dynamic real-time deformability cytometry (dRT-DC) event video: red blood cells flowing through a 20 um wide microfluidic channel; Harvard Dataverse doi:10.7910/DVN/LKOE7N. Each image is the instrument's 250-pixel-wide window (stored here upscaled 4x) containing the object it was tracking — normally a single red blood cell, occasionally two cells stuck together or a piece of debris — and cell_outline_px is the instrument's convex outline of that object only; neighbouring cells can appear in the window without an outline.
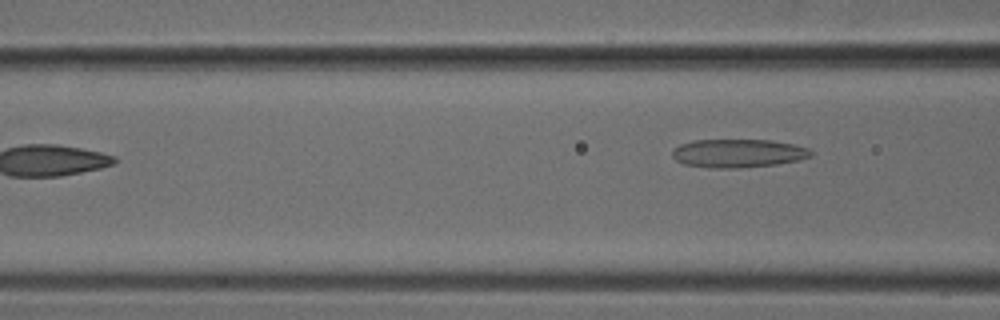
{"species": "common noctule bat (a hibernating species)", "species_latin": "Nyctalus noctula", "temperature_condition": "cold", "stored_images_in_passage": 3, "camera_frame_rate_fps": 3000, "um_per_image_px": 0.085, "animal": {"sex": "male", "body_mass_g": 18.8}, "frame": {"image": 1, "passage_image": 3, "time_ms": 0.667, "image_size_px": [1000, 320], "cell_outline_px": [[812, 156], [796, 160], [776, 164], [740, 168], [708, 168], [684, 164], [676, 160], [672, 156], [672, 152], [680, 144], [692, 140], [768, 140], [792, 144], [808, 148], [812, 152]], "centroid_in_image_um": [62.7, 13.03], "position_along_channel_um": 103.9, "area_um2": 22.83}}